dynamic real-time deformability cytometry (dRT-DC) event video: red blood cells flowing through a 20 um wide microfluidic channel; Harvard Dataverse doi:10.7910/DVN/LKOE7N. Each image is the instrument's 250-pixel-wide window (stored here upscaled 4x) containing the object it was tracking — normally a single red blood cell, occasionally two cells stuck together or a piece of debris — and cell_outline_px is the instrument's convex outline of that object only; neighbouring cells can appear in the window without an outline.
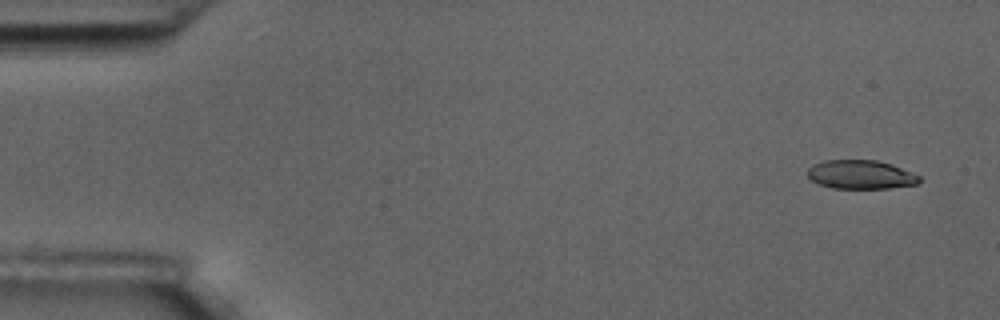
{"species": "common noctule bat (a hibernating species)", "species_latin": "Nyctalus noctula", "temperature_condition": "room temperature", "stored_images_in_passage": 19, "camera_frame_rate_fps": 3000, "um_per_image_px": 0.085, "animal": {"sex": "male", "body_mass_g": 17.5, "forearm_length_mm": 52.3}, "frame": {"image": 1, "passage_image": 3, "time_ms": 0.667, "image_size_px": [1000, 320], "cell_outline_px": [[924, 180], [916, 184], [888, 188], [832, 188], [820, 184], [812, 180], [808, 176], [808, 168], [812, 164], [824, 160], [876, 160], [892, 164], [920, 176]], "centroid_in_image_um": [73.17, 14.83], "position_along_channel_um": 11.8, "area_um2": 18.79}}
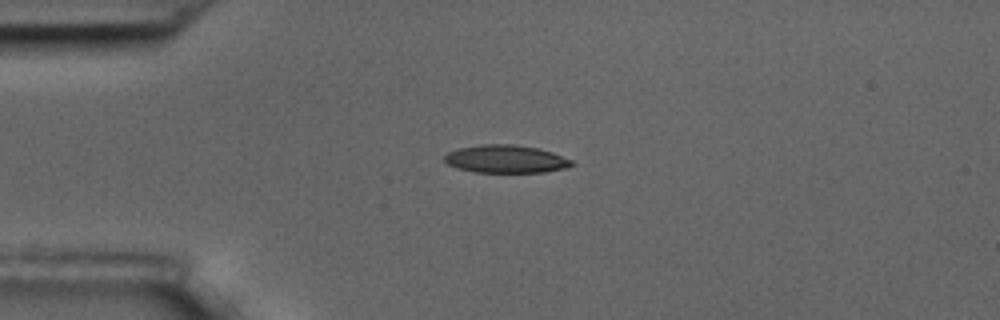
{"frame": {"image": 2, "passage_image": 14, "time_ms": 4.333, "image_size_px": [1000, 320], "cell_outline_px": [[576, 164], [568, 168], [544, 172], [472, 172], [456, 168], [448, 164], [444, 160], [444, 156], [448, 152], [460, 148], [480, 144], [516, 144], [536, 148], [552, 152], [572, 160]], "centroid_in_image_um": [43.01, 13.52], "position_along_channel_um": 42.0, "area_um2": 20.81}}